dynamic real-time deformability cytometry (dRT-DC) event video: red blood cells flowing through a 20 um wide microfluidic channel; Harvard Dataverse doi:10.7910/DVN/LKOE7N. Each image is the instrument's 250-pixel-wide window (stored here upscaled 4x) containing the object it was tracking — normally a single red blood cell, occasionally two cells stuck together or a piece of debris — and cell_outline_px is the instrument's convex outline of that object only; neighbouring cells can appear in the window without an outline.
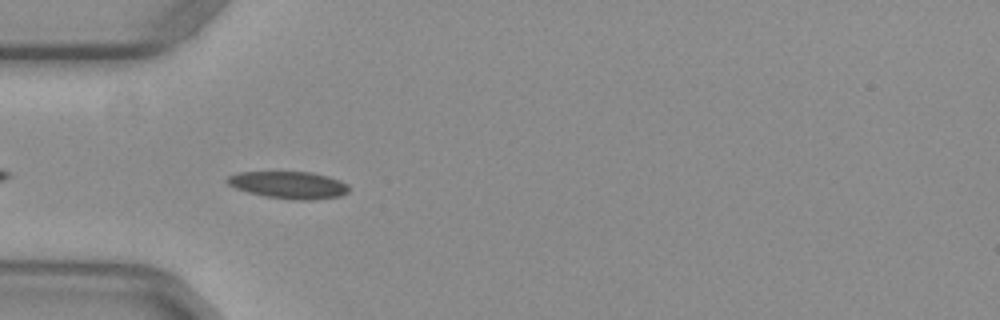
{"species": "common noctule bat (a hibernating species)", "species_latin": "Nyctalus noctula", "temperature_condition": "warm", "stored_images_in_passage": 37, "camera_frame_rate_fps": 3000, "um_per_image_px": 0.085, "animal": {"sex": "female", "body_mass_g": 29.2, "forearm_length_mm": 56.3}, "frame": {"image": 1, "passage_image": 1, "time_ms": 0.0, "image_size_px": [1000, 320], "cell_outline_px": [[348, 192], [340, 196], [312, 200], [296, 200], [264, 196], [248, 192], [236, 188], [228, 184], [224, 180], [228, 176], [240, 172], [312, 172], [328, 176], [340, 180], [348, 184]], "centroid_in_image_um": [24.55, 15.72], "position_along_channel_um": 60.5, "area_um2": 19.31}}
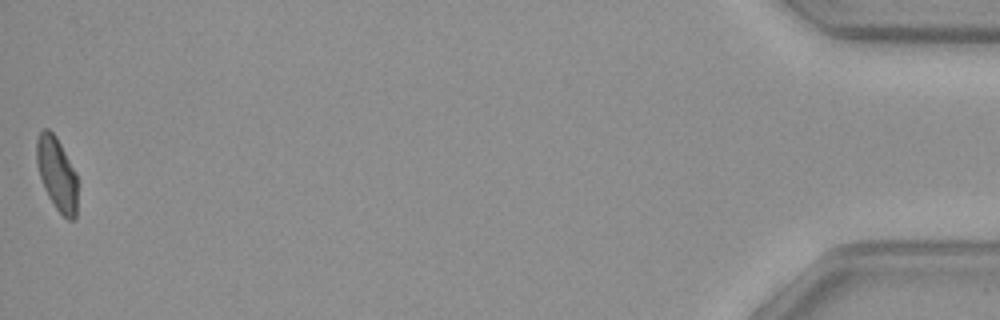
{"frame": {"image": 2, "passage_image": 37, "time_ms": 12.0, "image_size_px": [1000, 320], "cell_outline_px": [[76, 220], [68, 220], [56, 208], [48, 196], [44, 188], [36, 164], [36, 140], [40, 132], [44, 128], [48, 128], [56, 136], [76, 172]], "centroid_in_image_um": [4.82, 14.76], "position_along_channel_um": 430.4, "area_um2": 17.4}, "authors_computed_cell_mechanics": {"area_um2": 18.3804, "velocity_mm_per_s": 3.9572, "shape_relaxation_time_tau1_ms": null, "shape_relaxation_time_tau2_ms": 3.8119, "deformation_change_tau1": null, "deformation_change_tau2": 0.0892}}